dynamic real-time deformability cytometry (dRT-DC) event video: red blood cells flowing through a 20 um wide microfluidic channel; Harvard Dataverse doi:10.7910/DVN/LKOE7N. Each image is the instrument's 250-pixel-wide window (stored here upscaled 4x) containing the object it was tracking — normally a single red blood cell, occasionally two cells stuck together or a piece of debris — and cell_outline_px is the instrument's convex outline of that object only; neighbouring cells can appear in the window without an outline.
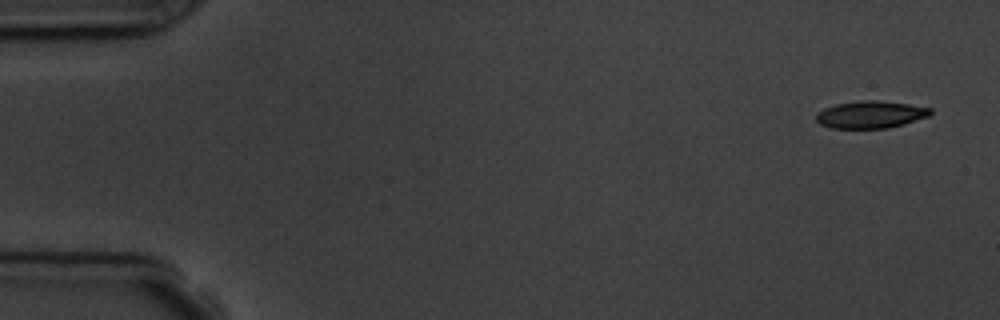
{"species": "common noctule bat (a hibernating species)", "species_latin": "Nyctalus noctula", "temperature_condition": "room temperature", "stored_images_in_passage": 4, "camera_frame_rate_fps": 3000, "um_per_image_px": 0.085, "animal": {"sex": "male", "body_mass_g": 19.5, "forearm_length_mm": 54.6}, "frame": {"image": 1, "passage_image": 1, "time_ms": 0.0, "image_size_px": [1000, 320], "cell_outline_px": [[932, 112], [928, 116], [904, 124], [888, 128], [832, 128], [820, 124], [816, 120], [816, 112], [824, 108], [836, 104], [860, 100], [876, 100], [908, 104], [932, 108]], "centroid_in_image_um": [73.98, 9.73], "position_along_channel_um": 11.0, "area_um2": 18.15}}